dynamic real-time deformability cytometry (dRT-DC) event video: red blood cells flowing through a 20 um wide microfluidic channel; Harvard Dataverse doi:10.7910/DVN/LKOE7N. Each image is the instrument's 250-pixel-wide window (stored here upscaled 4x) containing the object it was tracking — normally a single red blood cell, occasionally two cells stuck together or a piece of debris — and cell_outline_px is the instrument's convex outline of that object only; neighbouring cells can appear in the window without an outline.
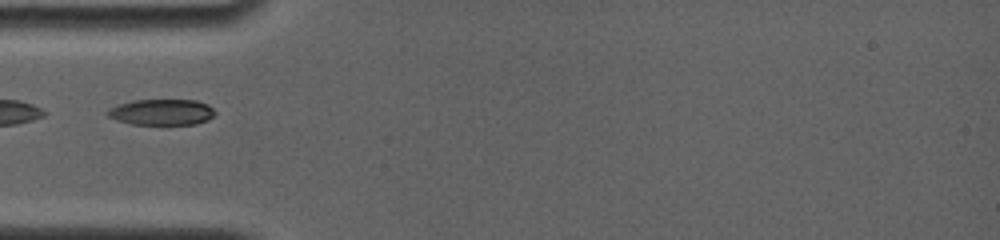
{"species": "common noctule bat (a hibernating species)", "species_latin": "Nyctalus noctula", "temperature_condition": "room temperature", "stored_images_in_passage": 7, "camera_frame_rate_fps": 4000, "um_per_image_px": 0.085, "animal": {"sex": "female", "body_mass_g": 19.0, "forearm_length_mm": 56.7}, "frame": {"image": 1, "passage_image": 1, "time_ms": 0.0, "image_size_px": [1000, 240], "cell_outline_px": [[216, 112], [208, 120], [196, 124], [132, 124], [116, 120], [108, 116], [104, 112], [108, 108], [132, 100], [196, 100], [208, 104]], "centroid_in_image_um": [13.72, 9.52], "position_along_channel_um": 71.3, "area_um2": 16.3}}